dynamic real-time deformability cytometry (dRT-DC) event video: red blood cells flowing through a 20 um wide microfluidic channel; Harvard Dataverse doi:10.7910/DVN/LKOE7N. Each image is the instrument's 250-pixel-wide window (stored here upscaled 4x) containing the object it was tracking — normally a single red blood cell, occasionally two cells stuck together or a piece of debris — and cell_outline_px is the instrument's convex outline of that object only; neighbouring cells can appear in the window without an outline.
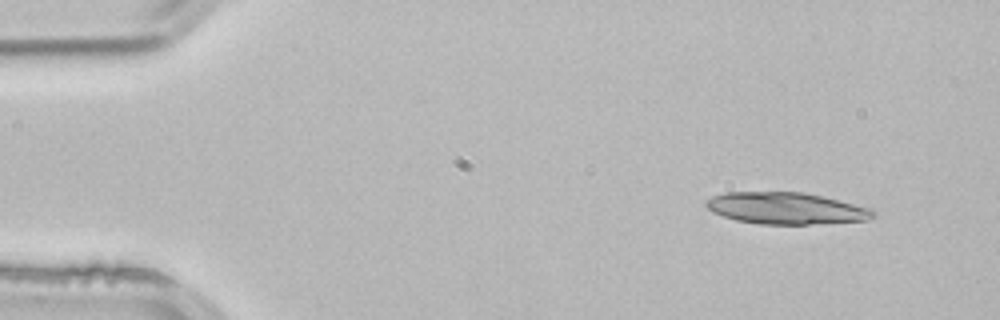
{"species": "common noctule bat (a hibernating species)", "species_latin": "Nyctalus noctula", "temperature_condition": "room temperature", "stored_images_in_passage": 4, "segment_of_instrument_passage": [1, 2], "camera_frame_rate_fps": 3000, "um_per_image_px": 0.085, "animal": {"sex": "male", "body_mass_g": 21.5, "forearm_length_mm": 52.0}, "frame": {"image": 1, "passage_image": 1, "time_ms": 0.0, "image_size_px": [1000, 320], "cell_outline_px": [[876, 216], [868, 220], [808, 224], [760, 224], [736, 220], [712, 212], [704, 204], [712, 196], [724, 192], [804, 192], [872, 208], [876, 212]], "centroid_in_image_um": [66.82, 17.7], "position_along_channel_um": 18.2, "area_um2": 30.81}}